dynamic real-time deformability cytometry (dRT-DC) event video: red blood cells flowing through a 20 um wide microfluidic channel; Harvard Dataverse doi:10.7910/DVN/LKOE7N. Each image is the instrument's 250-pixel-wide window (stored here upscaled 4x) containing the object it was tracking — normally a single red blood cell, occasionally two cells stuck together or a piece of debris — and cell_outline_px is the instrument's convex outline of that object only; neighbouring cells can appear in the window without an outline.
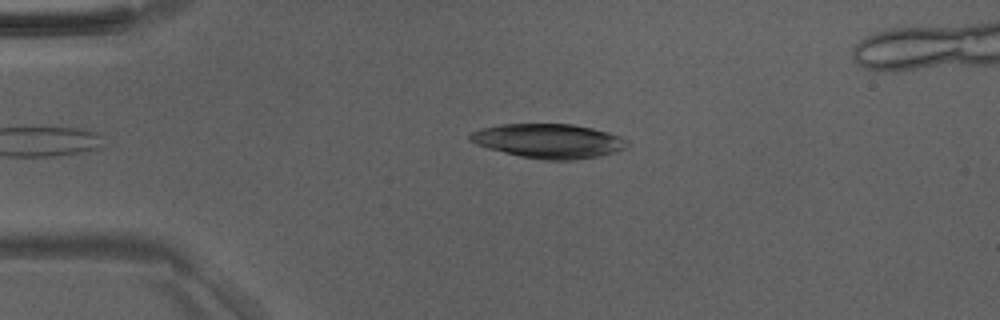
{"species": "Egyptian fruit bat (a non-hibernating species)", "species_latin": "Rousettus aegyptiacus", "temperature_condition": "room temperature", "stored_images_in_passage": 34, "camera_frame_rate_fps": 3000, "um_per_image_px": 0.085, "animal": {"sex": "male"}, "frame": {"image": 1, "passage_image": 1, "time_ms": 0.0, "image_size_px": [1000, 320], "cell_outline_px": [[628, 144], [624, 148], [616, 152], [600, 156], [572, 160], [544, 160], [520, 156], [488, 148], [476, 144], [468, 140], [468, 136], [472, 132], [480, 128], [500, 124], [572, 124], [592, 128], [608, 132], [620, 136], [628, 140]], "centroid_in_image_um": [46.63, 11.98], "position_along_channel_um": 38.4, "area_um2": 31.5}}
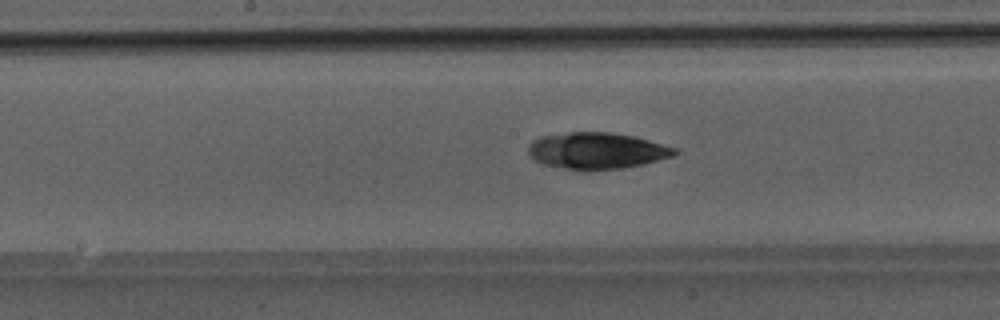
{"frame": {"image": 2, "passage_image": 15, "time_ms": 4.667, "image_size_px": [1000, 320], "cell_outline_px": [[680, 152], [672, 156], [644, 164], [624, 168], [564, 168], [544, 164], [528, 156], [528, 144], [532, 140], [540, 136], [568, 132], [612, 132], [632, 136], [648, 140], [676, 148]], "centroid_in_image_um": [50.71, 12.78], "position_along_channel_um": 197.5, "area_um2": 30.63}}
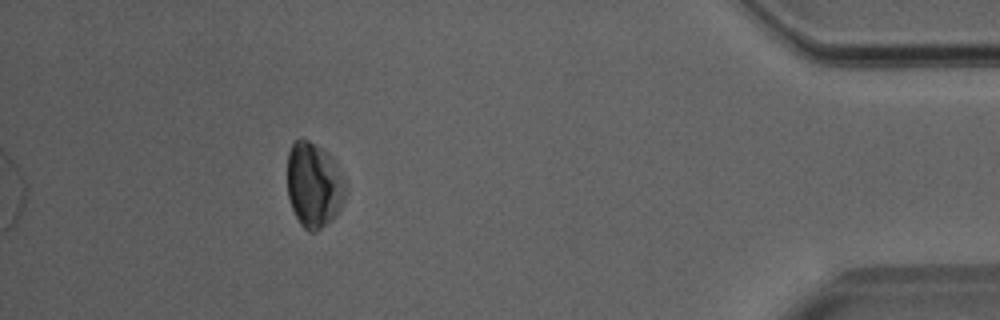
{"frame": {"image": 3, "passage_image": 34, "time_ms": 11.0, "image_size_px": [1000, 320], "cell_outline_px": [[344, 196], [340, 208], [336, 216], [328, 224], [316, 232], [308, 232], [300, 224], [292, 208], [288, 196], [288, 152], [292, 144], [300, 136], [308, 140], [328, 152], [336, 164], [344, 184]], "centroid_in_image_um": [26.65, 15.73], "position_along_channel_um": 408.5, "area_um2": 28.73}}